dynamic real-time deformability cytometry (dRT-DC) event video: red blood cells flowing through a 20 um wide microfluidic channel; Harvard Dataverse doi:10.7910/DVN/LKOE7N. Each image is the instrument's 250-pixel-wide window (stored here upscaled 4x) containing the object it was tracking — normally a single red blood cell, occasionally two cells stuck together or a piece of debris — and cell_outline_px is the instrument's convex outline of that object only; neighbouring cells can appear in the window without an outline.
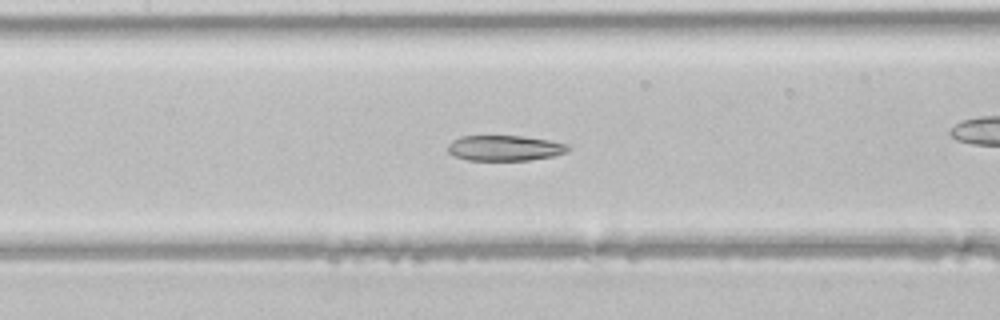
{"species": "common noctule bat (a hibernating species)", "species_latin": "Nyctalus noctula", "temperature_condition": "room temperature", "stored_images_in_passage": 47, "camera_frame_rate_fps": 3000, "um_per_image_px": 0.085, "animal": {"sex": "male", "body_mass_g": 21.5, "forearm_length_mm": 52.0}, "frame": {"image": 1, "passage_image": 21, "time_ms": 6.667, "image_size_px": [1000, 320], "cell_outline_px": [[572, 148], [568, 152], [552, 156], [528, 160], [468, 160], [456, 156], [448, 152], [448, 144], [452, 140], [460, 136], [524, 136], [548, 140], [568, 144]], "centroid_in_image_um": [42.93, 12.58], "position_along_channel_um": 164.5, "area_um2": 17.86}}
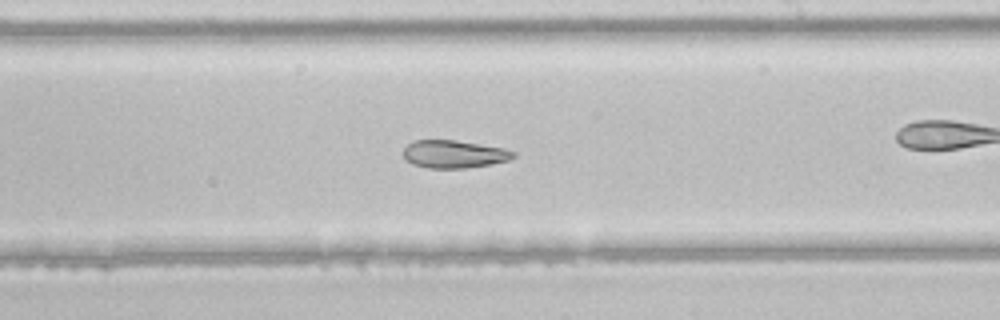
{"frame": {"image": 2, "passage_image": 27, "time_ms": 8.667, "image_size_px": [1000, 320], "cell_outline_px": [[516, 156], [508, 160], [492, 164], [464, 168], [428, 168], [412, 164], [404, 156], [404, 148], [412, 140], [456, 140], [504, 148], [516, 152]], "centroid_in_image_um": [38.6, 13.09], "position_along_channel_um": 250.4, "area_um2": 17.8}}